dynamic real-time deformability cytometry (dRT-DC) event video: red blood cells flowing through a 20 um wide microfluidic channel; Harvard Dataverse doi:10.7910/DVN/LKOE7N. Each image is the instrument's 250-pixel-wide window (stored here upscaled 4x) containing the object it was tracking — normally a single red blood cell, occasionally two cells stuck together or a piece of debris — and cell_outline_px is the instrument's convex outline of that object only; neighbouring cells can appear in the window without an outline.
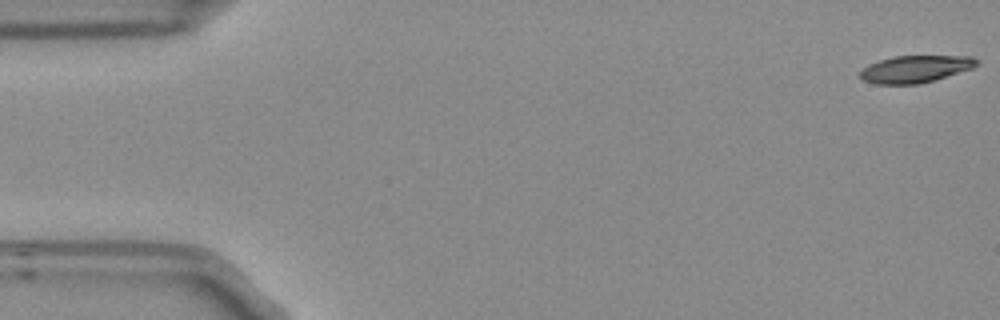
{"species": "Egyptian fruit bat (a non-hibernating species)", "species_latin": "Rousettus aegyptiacus", "temperature_condition": "room temperature", "stored_images_in_passage": 5, "camera_frame_rate_fps": 3000, "um_per_image_px": 0.085, "frame": {"image": 1, "passage_image": 1, "time_ms": 0.0, "image_size_px": [1000, 320], "cell_outline_px": [[980, 64], [972, 68], [920, 84], [876, 84], [860, 80], [860, 72], [868, 64], [892, 56], [972, 56], [980, 60]], "centroid_in_image_um": [77.8, 5.86], "position_along_channel_um": 7.2, "area_um2": 18.5}}